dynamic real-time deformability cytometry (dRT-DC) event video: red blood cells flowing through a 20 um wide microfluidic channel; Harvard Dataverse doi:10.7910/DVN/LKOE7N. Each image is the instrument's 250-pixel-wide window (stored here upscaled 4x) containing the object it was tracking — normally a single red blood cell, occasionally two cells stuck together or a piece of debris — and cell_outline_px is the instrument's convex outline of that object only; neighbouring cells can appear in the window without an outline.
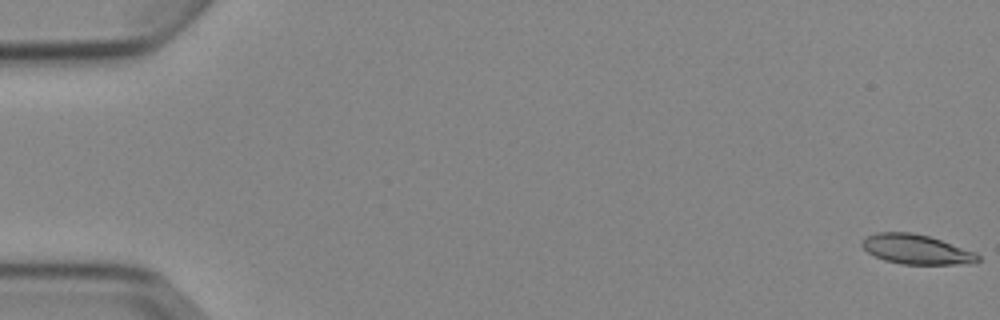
{"species": "Egyptian fruit bat (a non-hibernating species)", "species_latin": "Rousettus aegyptiacus", "temperature_condition": "cold", "stored_images_in_passage": 5, "camera_frame_rate_fps": 3000, "um_per_image_px": 0.085, "animal": {"sex": "female"}, "frame": {"image": 1, "passage_image": 1, "time_ms": 0.0, "image_size_px": [1000, 320], "cell_outline_px": [[980, 260], [976, 264], [904, 264], [884, 260], [868, 252], [860, 244], [860, 240], [876, 232], [912, 232], [928, 236], [976, 252], [980, 256]], "centroid_in_image_um": [77.91, 21.2], "position_along_channel_um": 7.1, "area_um2": 20.06}}
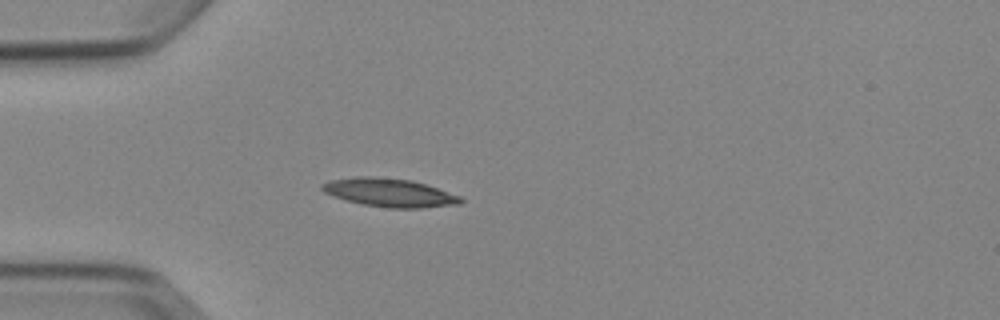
{"frame": {"image": 2, "passage_image": 5, "time_ms": 5.0, "image_size_px": [1000, 320], "cell_outline_px": [[464, 200], [460, 204], [420, 208], [388, 208], [364, 204], [332, 196], [324, 192], [320, 188], [320, 184], [332, 180], [356, 176], [368, 176], [412, 180], [460, 196]], "centroid_in_image_um": [33.09, 16.37], "position_along_channel_um": 51.9, "area_um2": 22.72}}